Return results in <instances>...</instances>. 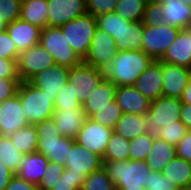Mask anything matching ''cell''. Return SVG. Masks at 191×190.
Listing matches in <instances>:
<instances>
[{
  "mask_svg": "<svg viewBox=\"0 0 191 190\" xmlns=\"http://www.w3.org/2000/svg\"><path fill=\"white\" fill-rule=\"evenodd\" d=\"M153 61L143 51H118L106 69V78L116 86H133Z\"/></svg>",
  "mask_w": 191,
  "mask_h": 190,
  "instance_id": "6da1fadb",
  "label": "cell"
},
{
  "mask_svg": "<svg viewBox=\"0 0 191 190\" xmlns=\"http://www.w3.org/2000/svg\"><path fill=\"white\" fill-rule=\"evenodd\" d=\"M35 126L38 135L36 152L45 155L51 162L66 166L69 150L75 139L62 137L52 117Z\"/></svg>",
  "mask_w": 191,
  "mask_h": 190,
  "instance_id": "7a4b0ae2",
  "label": "cell"
},
{
  "mask_svg": "<svg viewBox=\"0 0 191 190\" xmlns=\"http://www.w3.org/2000/svg\"><path fill=\"white\" fill-rule=\"evenodd\" d=\"M103 167L116 190H146L150 168L145 161L126 160L103 162Z\"/></svg>",
  "mask_w": 191,
  "mask_h": 190,
  "instance_id": "3957f363",
  "label": "cell"
},
{
  "mask_svg": "<svg viewBox=\"0 0 191 190\" xmlns=\"http://www.w3.org/2000/svg\"><path fill=\"white\" fill-rule=\"evenodd\" d=\"M17 94L19 95L25 119L29 124H37L53 116L55 109L52 97L42 93L28 81H21Z\"/></svg>",
  "mask_w": 191,
  "mask_h": 190,
  "instance_id": "277c9868",
  "label": "cell"
},
{
  "mask_svg": "<svg viewBox=\"0 0 191 190\" xmlns=\"http://www.w3.org/2000/svg\"><path fill=\"white\" fill-rule=\"evenodd\" d=\"M182 104L180 99L168 96H160L151 101L145 133L153 139H158L163 127L180 120Z\"/></svg>",
  "mask_w": 191,
  "mask_h": 190,
  "instance_id": "5b68a950",
  "label": "cell"
},
{
  "mask_svg": "<svg viewBox=\"0 0 191 190\" xmlns=\"http://www.w3.org/2000/svg\"><path fill=\"white\" fill-rule=\"evenodd\" d=\"M60 28L68 45L83 61L88 54L97 29L96 17L86 13L60 26Z\"/></svg>",
  "mask_w": 191,
  "mask_h": 190,
  "instance_id": "8992f818",
  "label": "cell"
},
{
  "mask_svg": "<svg viewBox=\"0 0 191 190\" xmlns=\"http://www.w3.org/2000/svg\"><path fill=\"white\" fill-rule=\"evenodd\" d=\"M40 45L54 58L56 64L72 68L82 62L68 45L60 27L47 26L40 34Z\"/></svg>",
  "mask_w": 191,
  "mask_h": 190,
  "instance_id": "52a82bcc",
  "label": "cell"
},
{
  "mask_svg": "<svg viewBox=\"0 0 191 190\" xmlns=\"http://www.w3.org/2000/svg\"><path fill=\"white\" fill-rule=\"evenodd\" d=\"M105 78V70L86 64L84 61L69 68L68 83L82 105Z\"/></svg>",
  "mask_w": 191,
  "mask_h": 190,
  "instance_id": "ba28073f",
  "label": "cell"
},
{
  "mask_svg": "<svg viewBox=\"0 0 191 190\" xmlns=\"http://www.w3.org/2000/svg\"><path fill=\"white\" fill-rule=\"evenodd\" d=\"M181 29L161 23L156 27L144 25L143 52L159 61L173 44Z\"/></svg>",
  "mask_w": 191,
  "mask_h": 190,
  "instance_id": "9c48e42d",
  "label": "cell"
},
{
  "mask_svg": "<svg viewBox=\"0 0 191 190\" xmlns=\"http://www.w3.org/2000/svg\"><path fill=\"white\" fill-rule=\"evenodd\" d=\"M54 58L40 44L29 48L21 53L17 60L18 75L21 81H29L40 71L53 66Z\"/></svg>",
  "mask_w": 191,
  "mask_h": 190,
  "instance_id": "30bf717a",
  "label": "cell"
},
{
  "mask_svg": "<svg viewBox=\"0 0 191 190\" xmlns=\"http://www.w3.org/2000/svg\"><path fill=\"white\" fill-rule=\"evenodd\" d=\"M117 53L115 40L108 33L97 28L88 54L83 61L106 71Z\"/></svg>",
  "mask_w": 191,
  "mask_h": 190,
  "instance_id": "8fae6325",
  "label": "cell"
},
{
  "mask_svg": "<svg viewBox=\"0 0 191 190\" xmlns=\"http://www.w3.org/2000/svg\"><path fill=\"white\" fill-rule=\"evenodd\" d=\"M113 129L87 118L75 142L103 158Z\"/></svg>",
  "mask_w": 191,
  "mask_h": 190,
  "instance_id": "7c38bea8",
  "label": "cell"
},
{
  "mask_svg": "<svg viewBox=\"0 0 191 190\" xmlns=\"http://www.w3.org/2000/svg\"><path fill=\"white\" fill-rule=\"evenodd\" d=\"M48 26L60 27L88 13L86 0H47Z\"/></svg>",
  "mask_w": 191,
  "mask_h": 190,
  "instance_id": "4fadbf2b",
  "label": "cell"
},
{
  "mask_svg": "<svg viewBox=\"0 0 191 190\" xmlns=\"http://www.w3.org/2000/svg\"><path fill=\"white\" fill-rule=\"evenodd\" d=\"M68 80L69 68L54 64L50 68L37 73L28 82L34 87L41 89L42 93L51 96L54 103L57 94L67 84Z\"/></svg>",
  "mask_w": 191,
  "mask_h": 190,
  "instance_id": "5bb4252c",
  "label": "cell"
},
{
  "mask_svg": "<svg viewBox=\"0 0 191 190\" xmlns=\"http://www.w3.org/2000/svg\"><path fill=\"white\" fill-rule=\"evenodd\" d=\"M102 167L103 159L101 156L74 142L66 161L65 169L67 172L85 174L87 176Z\"/></svg>",
  "mask_w": 191,
  "mask_h": 190,
  "instance_id": "9a60e30c",
  "label": "cell"
},
{
  "mask_svg": "<svg viewBox=\"0 0 191 190\" xmlns=\"http://www.w3.org/2000/svg\"><path fill=\"white\" fill-rule=\"evenodd\" d=\"M28 124L18 94L0 103V135L10 136Z\"/></svg>",
  "mask_w": 191,
  "mask_h": 190,
  "instance_id": "2e32d148",
  "label": "cell"
},
{
  "mask_svg": "<svg viewBox=\"0 0 191 190\" xmlns=\"http://www.w3.org/2000/svg\"><path fill=\"white\" fill-rule=\"evenodd\" d=\"M161 63L163 73V96L181 99L191 77V69L166 62Z\"/></svg>",
  "mask_w": 191,
  "mask_h": 190,
  "instance_id": "e0dca14e",
  "label": "cell"
},
{
  "mask_svg": "<svg viewBox=\"0 0 191 190\" xmlns=\"http://www.w3.org/2000/svg\"><path fill=\"white\" fill-rule=\"evenodd\" d=\"M115 101L122 113L147 115L151 100L146 98L134 86H117Z\"/></svg>",
  "mask_w": 191,
  "mask_h": 190,
  "instance_id": "ac0fdd59",
  "label": "cell"
},
{
  "mask_svg": "<svg viewBox=\"0 0 191 190\" xmlns=\"http://www.w3.org/2000/svg\"><path fill=\"white\" fill-rule=\"evenodd\" d=\"M133 86L151 101L163 96L162 63L153 61Z\"/></svg>",
  "mask_w": 191,
  "mask_h": 190,
  "instance_id": "d6986e66",
  "label": "cell"
},
{
  "mask_svg": "<svg viewBox=\"0 0 191 190\" xmlns=\"http://www.w3.org/2000/svg\"><path fill=\"white\" fill-rule=\"evenodd\" d=\"M6 31L13 39L17 50L21 53L39 44L42 29L21 19H17L7 25Z\"/></svg>",
  "mask_w": 191,
  "mask_h": 190,
  "instance_id": "ffe728a7",
  "label": "cell"
},
{
  "mask_svg": "<svg viewBox=\"0 0 191 190\" xmlns=\"http://www.w3.org/2000/svg\"><path fill=\"white\" fill-rule=\"evenodd\" d=\"M52 118L62 137L75 139L88 117L80 106L75 110H55Z\"/></svg>",
  "mask_w": 191,
  "mask_h": 190,
  "instance_id": "44dd1931",
  "label": "cell"
},
{
  "mask_svg": "<svg viewBox=\"0 0 191 190\" xmlns=\"http://www.w3.org/2000/svg\"><path fill=\"white\" fill-rule=\"evenodd\" d=\"M159 61L191 69V35L185 29H181Z\"/></svg>",
  "mask_w": 191,
  "mask_h": 190,
  "instance_id": "7402d4cb",
  "label": "cell"
},
{
  "mask_svg": "<svg viewBox=\"0 0 191 190\" xmlns=\"http://www.w3.org/2000/svg\"><path fill=\"white\" fill-rule=\"evenodd\" d=\"M117 86L107 78L96 88L84 102L83 109L88 118L115 101Z\"/></svg>",
  "mask_w": 191,
  "mask_h": 190,
  "instance_id": "603a6c76",
  "label": "cell"
},
{
  "mask_svg": "<svg viewBox=\"0 0 191 190\" xmlns=\"http://www.w3.org/2000/svg\"><path fill=\"white\" fill-rule=\"evenodd\" d=\"M144 24L140 22L122 21V29L114 38L118 51H143Z\"/></svg>",
  "mask_w": 191,
  "mask_h": 190,
  "instance_id": "cb8c5ba5",
  "label": "cell"
},
{
  "mask_svg": "<svg viewBox=\"0 0 191 190\" xmlns=\"http://www.w3.org/2000/svg\"><path fill=\"white\" fill-rule=\"evenodd\" d=\"M49 162L45 155L38 152L24 155L16 174L28 182L39 185L46 173Z\"/></svg>",
  "mask_w": 191,
  "mask_h": 190,
  "instance_id": "d4e9b609",
  "label": "cell"
},
{
  "mask_svg": "<svg viewBox=\"0 0 191 190\" xmlns=\"http://www.w3.org/2000/svg\"><path fill=\"white\" fill-rule=\"evenodd\" d=\"M164 8V24L186 29L191 26V6L183 0H160Z\"/></svg>",
  "mask_w": 191,
  "mask_h": 190,
  "instance_id": "484cf974",
  "label": "cell"
},
{
  "mask_svg": "<svg viewBox=\"0 0 191 190\" xmlns=\"http://www.w3.org/2000/svg\"><path fill=\"white\" fill-rule=\"evenodd\" d=\"M177 156L176 147L162 139H154L151 151L145 162L151 171L162 173L166 165Z\"/></svg>",
  "mask_w": 191,
  "mask_h": 190,
  "instance_id": "4316f807",
  "label": "cell"
},
{
  "mask_svg": "<svg viewBox=\"0 0 191 190\" xmlns=\"http://www.w3.org/2000/svg\"><path fill=\"white\" fill-rule=\"evenodd\" d=\"M147 115L122 113L114 126L113 132L128 140L136 138L146 132Z\"/></svg>",
  "mask_w": 191,
  "mask_h": 190,
  "instance_id": "83f0119b",
  "label": "cell"
},
{
  "mask_svg": "<svg viewBox=\"0 0 191 190\" xmlns=\"http://www.w3.org/2000/svg\"><path fill=\"white\" fill-rule=\"evenodd\" d=\"M20 19L41 29L47 27V0H22Z\"/></svg>",
  "mask_w": 191,
  "mask_h": 190,
  "instance_id": "f1b7e54d",
  "label": "cell"
},
{
  "mask_svg": "<svg viewBox=\"0 0 191 190\" xmlns=\"http://www.w3.org/2000/svg\"><path fill=\"white\" fill-rule=\"evenodd\" d=\"M162 174L181 188L191 186V162L178 156L173 158L163 169Z\"/></svg>",
  "mask_w": 191,
  "mask_h": 190,
  "instance_id": "f546056e",
  "label": "cell"
},
{
  "mask_svg": "<svg viewBox=\"0 0 191 190\" xmlns=\"http://www.w3.org/2000/svg\"><path fill=\"white\" fill-rule=\"evenodd\" d=\"M9 137L15 148L23 155L36 152L38 135L35 125L28 124Z\"/></svg>",
  "mask_w": 191,
  "mask_h": 190,
  "instance_id": "4dcf8cb0",
  "label": "cell"
},
{
  "mask_svg": "<svg viewBox=\"0 0 191 190\" xmlns=\"http://www.w3.org/2000/svg\"><path fill=\"white\" fill-rule=\"evenodd\" d=\"M24 155L12 144L9 136L0 135V163L15 174L18 172Z\"/></svg>",
  "mask_w": 191,
  "mask_h": 190,
  "instance_id": "1f68e13d",
  "label": "cell"
},
{
  "mask_svg": "<svg viewBox=\"0 0 191 190\" xmlns=\"http://www.w3.org/2000/svg\"><path fill=\"white\" fill-rule=\"evenodd\" d=\"M129 140L112 132L103 156V162L129 160Z\"/></svg>",
  "mask_w": 191,
  "mask_h": 190,
  "instance_id": "d6a6232c",
  "label": "cell"
},
{
  "mask_svg": "<svg viewBox=\"0 0 191 190\" xmlns=\"http://www.w3.org/2000/svg\"><path fill=\"white\" fill-rule=\"evenodd\" d=\"M148 0H118L115 13L129 22L142 21Z\"/></svg>",
  "mask_w": 191,
  "mask_h": 190,
  "instance_id": "836d02e7",
  "label": "cell"
},
{
  "mask_svg": "<svg viewBox=\"0 0 191 190\" xmlns=\"http://www.w3.org/2000/svg\"><path fill=\"white\" fill-rule=\"evenodd\" d=\"M80 190H116V186L102 167L86 176Z\"/></svg>",
  "mask_w": 191,
  "mask_h": 190,
  "instance_id": "e575fe53",
  "label": "cell"
},
{
  "mask_svg": "<svg viewBox=\"0 0 191 190\" xmlns=\"http://www.w3.org/2000/svg\"><path fill=\"white\" fill-rule=\"evenodd\" d=\"M153 143L154 139L146 133L129 140V160L145 161Z\"/></svg>",
  "mask_w": 191,
  "mask_h": 190,
  "instance_id": "d590c367",
  "label": "cell"
},
{
  "mask_svg": "<svg viewBox=\"0 0 191 190\" xmlns=\"http://www.w3.org/2000/svg\"><path fill=\"white\" fill-rule=\"evenodd\" d=\"M122 21H127L115 12L106 13L96 17L97 28L108 33L113 39L119 35L122 29Z\"/></svg>",
  "mask_w": 191,
  "mask_h": 190,
  "instance_id": "8d00e7d4",
  "label": "cell"
},
{
  "mask_svg": "<svg viewBox=\"0 0 191 190\" xmlns=\"http://www.w3.org/2000/svg\"><path fill=\"white\" fill-rule=\"evenodd\" d=\"M122 116L121 108L116 101H113L110 106L101 109L98 113L91 117L95 122L100 123L103 126L114 129V126Z\"/></svg>",
  "mask_w": 191,
  "mask_h": 190,
  "instance_id": "74e56055",
  "label": "cell"
},
{
  "mask_svg": "<svg viewBox=\"0 0 191 190\" xmlns=\"http://www.w3.org/2000/svg\"><path fill=\"white\" fill-rule=\"evenodd\" d=\"M82 106L76 97L73 88L67 82V84L59 91L54 102L55 110H75L78 107Z\"/></svg>",
  "mask_w": 191,
  "mask_h": 190,
  "instance_id": "f35d334b",
  "label": "cell"
},
{
  "mask_svg": "<svg viewBox=\"0 0 191 190\" xmlns=\"http://www.w3.org/2000/svg\"><path fill=\"white\" fill-rule=\"evenodd\" d=\"M164 8L159 1H147L143 14L142 23L147 26L156 27L163 22Z\"/></svg>",
  "mask_w": 191,
  "mask_h": 190,
  "instance_id": "ab89813d",
  "label": "cell"
},
{
  "mask_svg": "<svg viewBox=\"0 0 191 190\" xmlns=\"http://www.w3.org/2000/svg\"><path fill=\"white\" fill-rule=\"evenodd\" d=\"M85 179V174L71 173L65 169L60 179L54 183L52 190H80Z\"/></svg>",
  "mask_w": 191,
  "mask_h": 190,
  "instance_id": "60d3db41",
  "label": "cell"
},
{
  "mask_svg": "<svg viewBox=\"0 0 191 190\" xmlns=\"http://www.w3.org/2000/svg\"><path fill=\"white\" fill-rule=\"evenodd\" d=\"M144 188L146 190H182L176 182H172L167 176L160 172L150 171L147 183Z\"/></svg>",
  "mask_w": 191,
  "mask_h": 190,
  "instance_id": "b9f144b4",
  "label": "cell"
},
{
  "mask_svg": "<svg viewBox=\"0 0 191 190\" xmlns=\"http://www.w3.org/2000/svg\"><path fill=\"white\" fill-rule=\"evenodd\" d=\"M22 0H0V20L7 25L21 16Z\"/></svg>",
  "mask_w": 191,
  "mask_h": 190,
  "instance_id": "7bdbcfd3",
  "label": "cell"
},
{
  "mask_svg": "<svg viewBox=\"0 0 191 190\" xmlns=\"http://www.w3.org/2000/svg\"><path fill=\"white\" fill-rule=\"evenodd\" d=\"M188 131L189 130L184 123L179 120L178 122L170 124L167 127H163L159 139H162L176 147L178 142L186 135Z\"/></svg>",
  "mask_w": 191,
  "mask_h": 190,
  "instance_id": "ee69618b",
  "label": "cell"
},
{
  "mask_svg": "<svg viewBox=\"0 0 191 190\" xmlns=\"http://www.w3.org/2000/svg\"><path fill=\"white\" fill-rule=\"evenodd\" d=\"M64 171L65 166L50 161L46 173L38 185L39 190H52L54 183L60 179Z\"/></svg>",
  "mask_w": 191,
  "mask_h": 190,
  "instance_id": "f6af8a7d",
  "label": "cell"
},
{
  "mask_svg": "<svg viewBox=\"0 0 191 190\" xmlns=\"http://www.w3.org/2000/svg\"><path fill=\"white\" fill-rule=\"evenodd\" d=\"M118 0H86L87 11L92 16H99L115 11Z\"/></svg>",
  "mask_w": 191,
  "mask_h": 190,
  "instance_id": "bcb514c9",
  "label": "cell"
},
{
  "mask_svg": "<svg viewBox=\"0 0 191 190\" xmlns=\"http://www.w3.org/2000/svg\"><path fill=\"white\" fill-rule=\"evenodd\" d=\"M19 51L7 31H0V58L18 60Z\"/></svg>",
  "mask_w": 191,
  "mask_h": 190,
  "instance_id": "7dc6e473",
  "label": "cell"
},
{
  "mask_svg": "<svg viewBox=\"0 0 191 190\" xmlns=\"http://www.w3.org/2000/svg\"><path fill=\"white\" fill-rule=\"evenodd\" d=\"M0 78L20 80L17 60L0 58Z\"/></svg>",
  "mask_w": 191,
  "mask_h": 190,
  "instance_id": "c3c4849f",
  "label": "cell"
},
{
  "mask_svg": "<svg viewBox=\"0 0 191 190\" xmlns=\"http://www.w3.org/2000/svg\"><path fill=\"white\" fill-rule=\"evenodd\" d=\"M21 80H9L0 78V103L17 94Z\"/></svg>",
  "mask_w": 191,
  "mask_h": 190,
  "instance_id": "681fc988",
  "label": "cell"
},
{
  "mask_svg": "<svg viewBox=\"0 0 191 190\" xmlns=\"http://www.w3.org/2000/svg\"><path fill=\"white\" fill-rule=\"evenodd\" d=\"M176 152L178 157L191 162V130L178 142Z\"/></svg>",
  "mask_w": 191,
  "mask_h": 190,
  "instance_id": "f907efd6",
  "label": "cell"
},
{
  "mask_svg": "<svg viewBox=\"0 0 191 190\" xmlns=\"http://www.w3.org/2000/svg\"><path fill=\"white\" fill-rule=\"evenodd\" d=\"M6 190H39L38 185L28 182L15 174Z\"/></svg>",
  "mask_w": 191,
  "mask_h": 190,
  "instance_id": "816d5d0a",
  "label": "cell"
},
{
  "mask_svg": "<svg viewBox=\"0 0 191 190\" xmlns=\"http://www.w3.org/2000/svg\"><path fill=\"white\" fill-rule=\"evenodd\" d=\"M14 175L15 173L13 171L0 163V190H6Z\"/></svg>",
  "mask_w": 191,
  "mask_h": 190,
  "instance_id": "f5cc1de1",
  "label": "cell"
},
{
  "mask_svg": "<svg viewBox=\"0 0 191 190\" xmlns=\"http://www.w3.org/2000/svg\"><path fill=\"white\" fill-rule=\"evenodd\" d=\"M180 121L191 130V104L183 103L181 107Z\"/></svg>",
  "mask_w": 191,
  "mask_h": 190,
  "instance_id": "db71d44e",
  "label": "cell"
},
{
  "mask_svg": "<svg viewBox=\"0 0 191 190\" xmlns=\"http://www.w3.org/2000/svg\"><path fill=\"white\" fill-rule=\"evenodd\" d=\"M180 100L182 101V103L191 104V77L188 81V85L186 86Z\"/></svg>",
  "mask_w": 191,
  "mask_h": 190,
  "instance_id": "11a10c76",
  "label": "cell"
},
{
  "mask_svg": "<svg viewBox=\"0 0 191 190\" xmlns=\"http://www.w3.org/2000/svg\"><path fill=\"white\" fill-rule=\"evenodd\" d=\"M7 28V24L0 20V31H4Z\"/></svg>",
  "mask_w": 191,
  "mask_h": 190,
  "instance_id": "9f6ffc18",
  "label": "cell"
},
{
  "mask_svg": "<svg viewBox=\"0 0 191 190\" xmlns=\"http://www.w3.org/2000/svg\"><path fill=\"white\" fill-rule=\"evenodd\" d=\"M184 3H186L187 5L191 6V0H183Z\"/></svg>",
  "mask_w": 191,
  "mask_h": 190,
  "instance_id": "6f0895ef",
  "label": "cell"
},
{
  "mask_svg": "<svg viewBox=\"0 0 191 190\" xmlns=\"http://www.w3.org/2000/svg\"><path fill=\"white\" fill-rule=\"evenodd\" d=\"M191 35V26L185 29Z\"/></svg>",
  "mask_w": 191,
  "mask_h": 190,
  "instance_id": "680465c9",
  "label": "cell"
},
{
  "mask_svg": "<svg viewBox=\"0 0 191 190\" xmlns=\"http://www.w3.org/2000/svg\"><path fill=\"white\" fill-rule=\"evenodd\" d=\"M182 190H191V186H189L187 188H183Z\"/></svg>",
  "mask_w": 191,
  "mask_h": 190,
  "instance_id": "91938a15",
  "label": "cell"
}]
</instances>
